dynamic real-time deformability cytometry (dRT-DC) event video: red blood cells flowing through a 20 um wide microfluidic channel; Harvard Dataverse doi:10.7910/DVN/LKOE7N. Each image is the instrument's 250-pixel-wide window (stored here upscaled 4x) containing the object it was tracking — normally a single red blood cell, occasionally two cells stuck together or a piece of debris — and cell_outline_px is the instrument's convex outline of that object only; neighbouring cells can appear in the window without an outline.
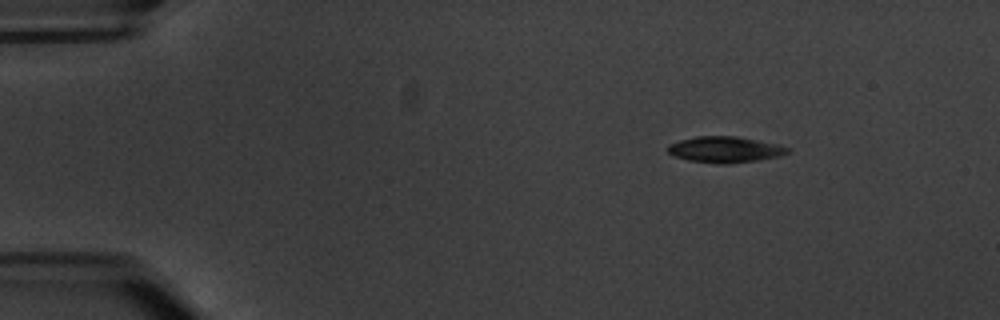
{"species": "common noctule bat (a hibernating species)", "species_latin": "Nyctalus noctula", "temperature_condition": "warm", "stored_images_in_passage": 4, "camera_frame_rate_fps": 3000, "um_per_image_px": 0.085, "animal": {"sex": "male", "body_mass_g": 20.1, "forearm_length_mm": 53.5}, "frame": {"image": 1, "passage_image": 1, "time_ms": 0.0, "image_size_px": [1000, 320], "cell_outline_px": [[792, 152], [780, 156], [756, 160], [728, 164], [720, 164], [688, 160], [676, 156], [668, 152], [668, 144], [680, 140], [696, 136], [736, 136], [776, 144], [792, 148]], "centroid_in_image_um": [61.66, 12.71], "position_along_channel_um": 23.3, "area_um2": 18.15}}
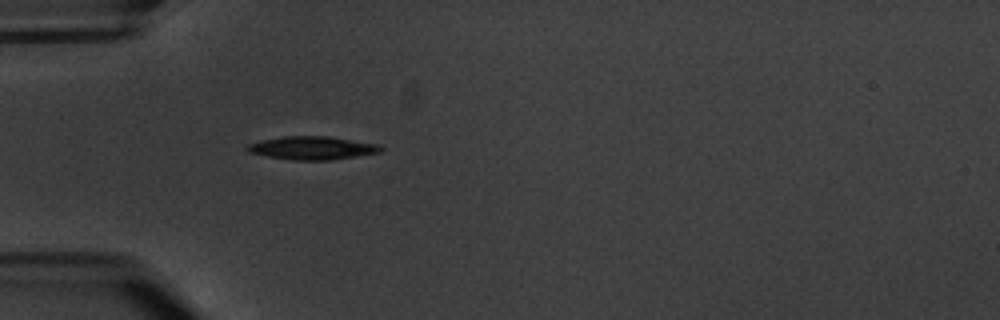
{"frame": {"image": 2, "passage_image": 4, "time_ms": 3.333, "image_size_px": [1000, 320], "cell_outline_px": [[384, 148], [380, 152], [332, 160], [292, 160], [268, 156], [248, 152], [244, 148], [248, 144], [260, 140], [284, 136], [328, 136], [380, 144]], "centroid_in_image_um": [26.54, 12.57], "position_along_channel_um": 58.5, "area_um2": 18.15}}